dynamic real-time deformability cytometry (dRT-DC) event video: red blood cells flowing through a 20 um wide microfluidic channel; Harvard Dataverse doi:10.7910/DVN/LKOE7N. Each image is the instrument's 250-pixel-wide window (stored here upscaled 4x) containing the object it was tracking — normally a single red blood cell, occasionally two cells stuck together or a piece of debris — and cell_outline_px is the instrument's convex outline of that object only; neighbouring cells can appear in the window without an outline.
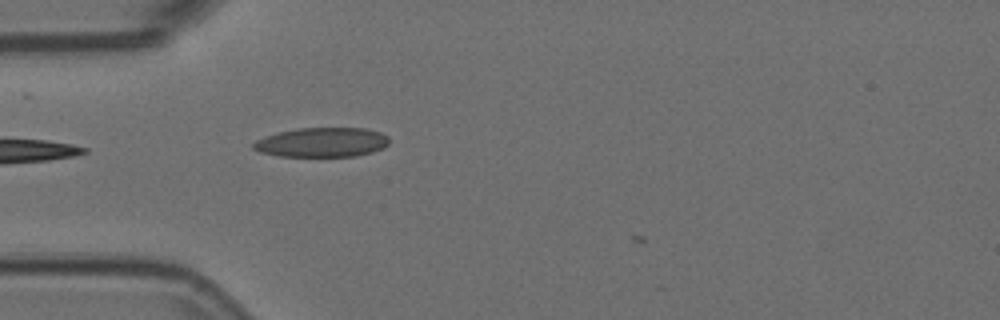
{"species": "Egyptian fruit bat (a non-hibernating species)", "species_latin": "Rousettus aegyptiacus", "temperature_condition": "room temperature", "stored_images_in_passage": 3, "camera_frame_rate_fps": 3000, "um_per_image_px": 0.085, "animal": {"sex": "female"}, "frame": {"image": 1, "passage_image": 2, "time_ms": 0.333, "image_size_px": [1000, 320], "cell_outline_px": [[388, 144], [384, 148], [372, 152], [356, 156], [280, 156], [260, 152], [252, 148], [252, 144], [256, 140], [280, 132], [300, 128], [368, 128], [380, 132], [388, 136]], "centroid_in_image_um": [27.41, 12.1], "position_along_channel_um": 57.6, "area_um2": 23.24}}